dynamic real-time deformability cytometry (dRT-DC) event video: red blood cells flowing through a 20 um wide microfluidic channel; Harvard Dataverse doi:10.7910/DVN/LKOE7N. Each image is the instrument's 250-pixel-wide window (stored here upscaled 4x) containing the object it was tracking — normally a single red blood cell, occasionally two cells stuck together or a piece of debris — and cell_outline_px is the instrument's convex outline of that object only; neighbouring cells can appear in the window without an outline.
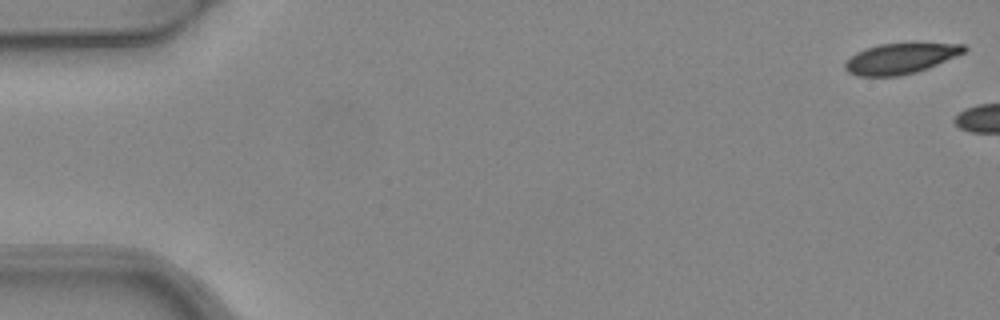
{"species": "common noctule bat (a hibernating species)", "species_latin": "Nyctalus noctula", "temperature_condition": "warm", "stored_images_in_passage": 2, "camera_frame_rate_fps": 3000, "um_per_image_px": 0.085, "animal": {"sex": "female", "body_mass_g": 24.6, "forearm_length_mm": 56.2}, "frame": {"image": 1, "passage_image": 1, "time_ms": 0.0, "image_size_px": [1000, 320], "cell_outline_px": [[968, 48], [964, 52], [928, 68], [916, 72], [900, 76], [856, 76], [848, 72], [844, 68], [844, 60], [856, 52], [880, 44], [912, 40], [916, 40], [964, 44]], "centroid_in_image_um": [76.57, 4.91], "position_along_channel_um": 8.4, "area_um2": 22.2}}